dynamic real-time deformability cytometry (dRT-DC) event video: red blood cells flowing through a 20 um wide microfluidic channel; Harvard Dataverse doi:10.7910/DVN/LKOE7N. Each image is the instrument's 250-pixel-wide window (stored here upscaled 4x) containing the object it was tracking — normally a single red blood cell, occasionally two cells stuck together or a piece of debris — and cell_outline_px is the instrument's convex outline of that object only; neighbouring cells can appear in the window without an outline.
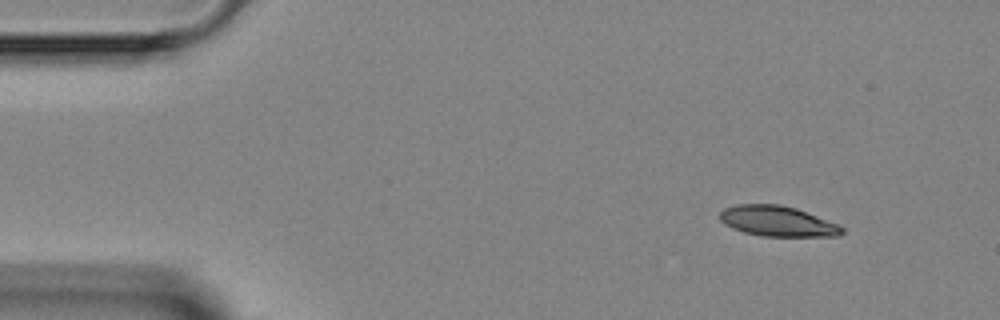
{"species": "Egyptian fruit bat (a non-hibernating species)", "species_latin": "Rousettus aegyptiacus", "temperature_condition": "room temperature", "stored_images_in_passage": 6, "camera_frame_rate_fps": 3000, "um_per_image_px": 0.085, "animal": {"sex": "female"}, "frame": {"image": 1, "passage_image": 1, "time_ms": 0.0, "image_size_px": [1000, 320], "cell_outline_px": [[844, 232], [840, 236], [760, 236], [744, 232], [732, 228], [724, 224], [720, 220], [720, 212], [724, 208], [736, 204], [780, 204], [796, 208], [836, 224], [844, 228]], "centroid_in_image_um": [66.05, 18.8], "position_along_channel_um": 18.9, "area_um2": 21.56}}
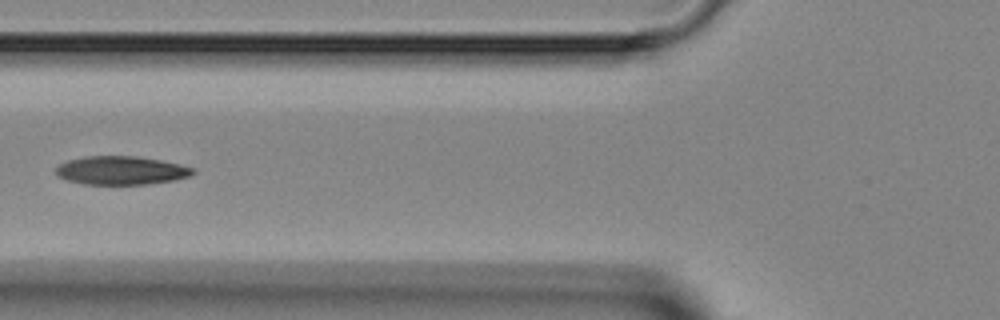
{"frame": {"image": 2, "passage_image": 5, "time_ms": 4.333, "image_size_px": [1000, 320], "cell_outline_px": [[196, 172], [188, 176], [172, 180], [148, 184], [84, 184], [68, 180], [56, 176], [56, 168], [60, 164], [68, 160], [84, 156], [136, 156], [160, 160], [180, 164], [196, 168]], "centroid_in_image_um": [10.3, 14.48], "position_along_channel_um": 115.5, "area_um2": 22.72}}
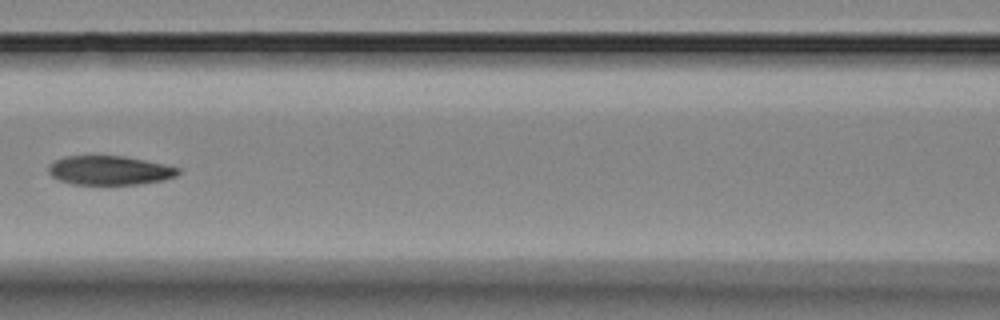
{"frame": {"image": 3, "passage_image": 6, "time_ms": 5.333, "image_size_px": [1000, 320], "cell_outline_px": [[180, 172], [176, 176], [164, 180], [140, 184], [72, 184], [60, 180], [52, 176], [48, 172], [48, 168], [56, 160], [68, 156], [124, 156], [164, 164], [180, 168]], "centroid_in_image_um": [9.35, 14.48], "position_along_channel_um": 157.2, "area_um2": 21.79}}